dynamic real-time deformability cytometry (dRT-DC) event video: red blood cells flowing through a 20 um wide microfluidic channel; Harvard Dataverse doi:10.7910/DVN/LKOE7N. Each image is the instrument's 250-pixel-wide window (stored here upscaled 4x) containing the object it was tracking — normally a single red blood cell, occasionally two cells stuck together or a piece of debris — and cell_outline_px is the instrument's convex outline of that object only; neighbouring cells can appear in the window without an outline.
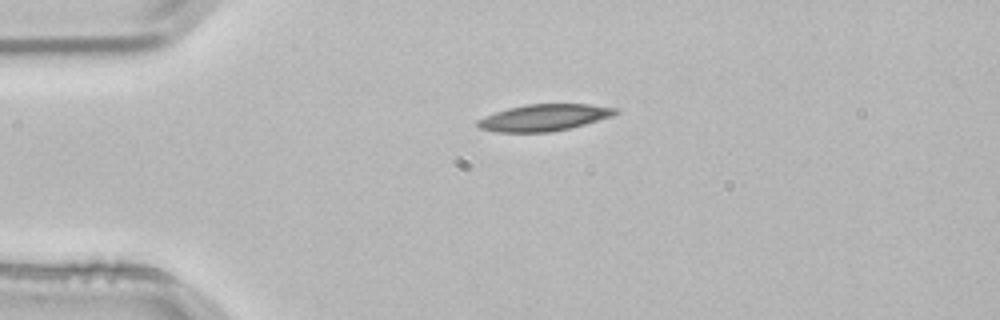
{"species": "common noctule bat (a hibernating species)", "species_latin": "Nyctalus noctula", "temperature_condition": "room temperature", "stored_images_in_passage": 2, "camera_frame_rate_fps": 3000, "um_per_image_px": 0.085, "animal": {"sex": "male", "body_mass_g": 21.5, "forearm_length_mm": 52.0}, "frame": {"image": 1, "passage_image": 1, "time_ms": 0.0, "image_size_px": [1000, 320], "cell_outline_px": [[620, 112], [612, 116], [584, 124], [568, 128], [548, 132], [496, 132], [480, 128], [476, 124], [476, 120], [484, 116], [508, 108], [528, 104], [588, 104], [616, 108]], "centroid_in_image_um": [46.22, 9.99], "position_along_channel_um": 38.8, "area_um2": 21.21}}
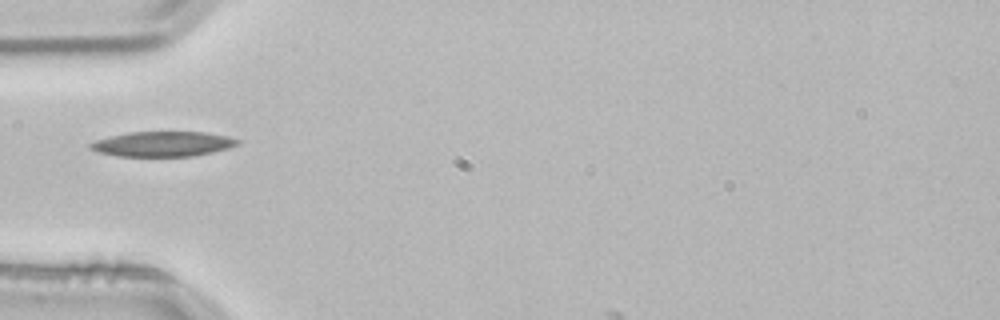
{"frame": {"image": 2, "passage_image": 2, "time_ms": 0.333, "image_size_px": [1000, 320], "cell_outline_px": [[240, 144], [228, 148], [212, 152], [192, 156], [116, 156], [100, 152], [88, 148], [88, 144], [96, 140], [128, 132], [204, 132], [228, 136], [240, 140]], "centroid_in_image_um": [13.85, 12.23], "position_along_channel_um": 71.2, "area_um2": 21.39}}